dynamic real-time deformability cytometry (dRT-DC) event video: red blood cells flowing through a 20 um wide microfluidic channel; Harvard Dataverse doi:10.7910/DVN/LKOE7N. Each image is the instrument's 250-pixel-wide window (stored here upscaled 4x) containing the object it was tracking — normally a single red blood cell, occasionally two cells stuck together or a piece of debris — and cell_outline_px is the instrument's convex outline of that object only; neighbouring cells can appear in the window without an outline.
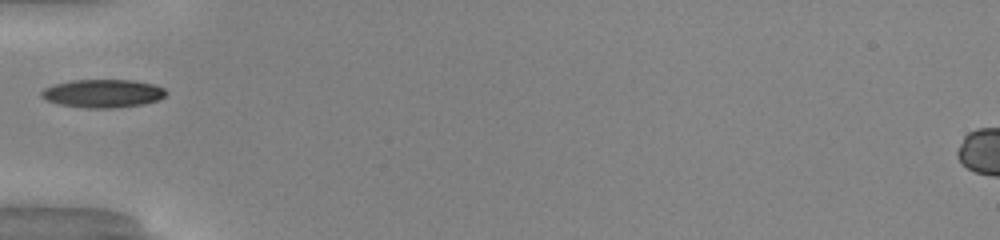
{"species": "common noctule bat (a hibernating species)", "species_latin": "Nyctalus noctula", "temperature_condition": "warm", "stored_images_in_passage": 12, "camera_frame_rate_fps": 3000, "um_per_image_px": 0.085, "animal": {"sex": "male", "body_mass_g": 20.0, "forearm_length_mm": 53.3}, "frame": {"image": 1, "passage_image": 1, "time_ms": 0.0, "image_size_px": [1000, 240], "cell_outline_px": [[168, 92], [160, 100], [144, 104], [112, 108], [84, 108], [56, 104], [40, 96], [40, 92], [44, 88], [56, 84], [72, 80], [132, 80], [152, 84], [164, 88]], "centroid_in_image_um": [8.75, 7.95], "position_along_channel_um": 76.3, "area_um2": 20.58}}